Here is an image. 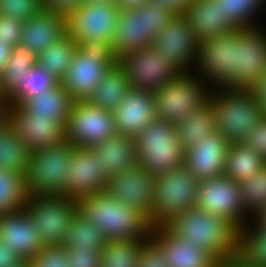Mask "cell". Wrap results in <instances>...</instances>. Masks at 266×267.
<instances>
[{
	"mask_svg": "<svg viewBox=\"0 0 266 267\" xmlns=\"http://www.w3.org/2000/svg\"><path fill=\"white\" fill-rule=\"evenodd\" d=\"M78 213L95 224L107 240L149 239V218L133 206L117 201L106 191L77 199Z\"/></svg>",
	"mask_w": 266,
	"mask_h": 267,
	"instance_id": "1",
	"label": "cell"
},
{
	"mask_svg": "<svg viewBox=\"0 0 266 267\" xmlns=\"http://www.w3.org/2000/svg\"><path fill=\"white\" fill-rule=\"evenodd\" d=\"M165 225L176 236L207 249L216 258L237 255L238 229L230 221L207 211L191 208Z\"/></svg>",
	"mask_w": 266,
	"mask_h": 267,
	"instance_id": "2",
	"label": "cell"
},
{
	"mask_svg": "<svg viewBox=\"0 0 266 267\" xmlns=\"http://www.w3.org/2000/svg\"><path fill=\"white\" fill-rule=\"evenodd\" d=\"M174 15L168 7L152 0L134 10L120 11L112 43L116 58L151 47Z\"/></svg>",
	"mask_w": 266,
	"mask_h": 267,
	"instance_id": "3",
	"label": "cell"
},
{
	"mask_svg": "<svg viewBox=\"0 0 266 267\" xmlns=\"http://www.w3.org/2000/svg\"><path fill=\"white\" fill-rule=\"evenodd\" d=\"M137 165L154 177L184 166L185 150L179 141L175 124L153 120L134 137Z\"/></svg>",
	"mask_w": 266,
	"mask_h": 267,
	"instance_id": "4",
	"label": "cell"
},
{
	"mask_svg": "<svg viewBox=\"0 0 266 267\" xmlns=\"http://www.w3.org/2000/svg\"><path fill=\"white\" fill-rule=\"evenodd\" d=\"M216 131L230 143L242 142L250 129L264 116L248 90L221 89L210 95Z\"/></svg>",
	"mask_w": 266,
	"mask_h": 267,
	"instance_id": "5",
	"label": "cell"
},
{
	"mask_svg": "<svg viewBox=\"0 0 266 267\" xmlns=\"http://www.w3.org/2000/svg\"><path fill=\"white\" fill-rule=\"evenodd\" d=\"M74 149V144L64 140L30 153L25 176L29 196H62L66 192V174Z\"/></svg>",
	"mask_w": 266,
	"mask_h": 267,
	"instance_id": "6",
	"label": "cell"
},
{
	"mask_svg": "<svg viewBox=\"0 0 266 267\" xmlns=\"http://www.w3.org/2000/svg\"><path fill=\"white\" fill-rule=\"evenodd\" d=\"M199 183L200 180L184 166L156 176L149 218L152 226L165 225L174 216L195 208Z\"/></svg>",
	"mask_w": 266,
	"mask_h": 267,
	"instance_id": "7",
	"label": "cell"
},
{
	"mask_svg": "<svg viewBox=\"0 0 266 267\" xmlns=\"http://www.w3.org/2000/svg\"><path fill=\"white\" fill-rule=\"evenodd\" d=\"M189 74L182 72L165 86L152 91L156 119L177 124L208 101L211 93L203 80Z\"/></svg>",
	"mask_w": 266,
	"mask_h": 267,
	"instance_id": "8",
	"label": "cell"
},
{
	"mask_svg": "<svg viewBox=\"0 0 266 267\" xmlns=\"http://www.w3.org/2000/svg\"><path fill=\"white\" fill-rule=\"evenodd\" d=\"M257 27L236 29L232 76L221 88L247 90L266 73V35Z\"/></svg>",
	"mask_w": 266,
	"mask_h": 267,
	"instance_id": "9",
	"label": "cell"
},
{
	"mask_svg": "<svg viewBox=\"0 0 266 267\" xmlns=\"http://www.w3.org/2000/svg\"><path fill=\"white\" fill-rule=\"evenodd\" d=\"M24 209L40 233L44 246L62 245L78 212L77 199L67 196H29Z\"/></svg>",
	"mask_w": 266,
	"mask_h": 267,
	"instance_id": "10",
	"label": "cell"
},
{
	"mask_svg": "<svg viewBox=\"0 0 266 267\" xmlns=\"http://www.w3.org/2000/svg\"><path fill=\"white\" fill-rule=\"evenodd\" d=\"M117 63L125 71L130 88L149 91L160 89L182 73L165 54L152 46L126 53Z\"/></svg>",
	"mask_w": 266,
	"mask_h": 267,
	"instance_id": "11",
	"label": "cell"
},
{
	"mask_svg": "<svg viewBox=\"0 0 266 267\" xmlns=\"http://www.w3.org/2000/svg\"><path fill=\"white\" fill-rule=\"evenodd\" d=\"M119 12L114 2H83L67 16V34L78 45L91 40L112 45Z\"/></svg>",
	"mask_w": 266,
	"mask_h": 267,
	"instance_id": "12",
	"label": "cell"
},
{
	"mask_svg": "<svg viewBox=\"0 0 266 267\" xmlns=\"http://www.w3.org/2000/svg\"><path fill=\"white\" fill-rule=\"evenodd\" d=\"M115 134L111 111L98 108L87 100L74 103L65 126V136L75 147H94Z\"/></svg>",
	"mask_w": 266,
	"mask_h": 267,
	"instance_id": "13",
	"label": "cell"
},
{
	"mask_svg": "<svg viewBox=\"0 0 266 267\" xmlns=\"http://www.w3.org/2000/svg\"><path fill=\"white\" fill-rule=\"evenodd\" d=\"M195 207L230 221L238 230L246 224L239 183L224 175L200 181Z\"/></svg>",
	"mask_w": 266,
	"mask_h": 267,
	"instance_id": "14",
	"label": "cell"
},
{
	"mask_svg": "<svg viewBox=\"0 0 266 267\" xmlns=\"http://www.w3.org/2000/svg\"><path fill=\"white\" fill-rule=\"evenodd\" d=\"M199 43L186 16L175 14L155 36L152 47L165 54L182 72H187V67L197 59Z\"/></svg>",
	"mask_w": 266,
	"mask_h": 267,
	"instance_id": "15",
	"label": "cell"
},
{
	"mask_svg": "<svg viewBox=\"0 0 266 267\" xmlns=\"http://www.w3.org/2000/svg\"><path fill=\"white\" fill-rule=\"evenodd\" d=\"M67 197L79 199L103 192L107 185V174L100 157L90 148L75 147L66 174Z\"/></svg>",
	"mask_w": 266,
	"mask_h": 267,
	"instance_id": "16",
	"label": "cell"
},
{
	"mask_svg": "<svg viewBox=\"0 0 266 267\" xmlns=\"http://www.w3.org/2000/svg\"><path fill=\"white\" fill-rule=\"evenodd\" d=\"M9 123L30 153L66 140L65 126L51 117L31 116L22 106H11Z\"/></svg>",
	"mask_w": 266,
	"mask_h": 267,
	"instance_id": "17",
	"label": "cell"
},
{
	"mask_svg": "<svg viewBox=\"0 0 266 267\" xmlns=\"http://www.w3.org/2000/svg\"><path fill=\"white\" fill-rule=\"evenodd\" d=\"M155 177L139 165L108 177L105 191L119 202L133 206L148 218L152 215Z\"/></svg>",
	"mask_w": 266,
	"mask_h": 267,
	"instance_id": "18",
	"label": "cell"
},
{
	"mask_svg": "<svg viewBox=\"0 0 266 267\" xmlns=\"http://www.w3.org/2000/svg\"><path fill=\"white\" fill-rule=\"evenodd\" d=\"M111 67L104 57L87 55L78 46L61 85L76 101L87 100Z\"/></svg>",
	"mask_w": 266,
	"mask_h": 267,
	"instance_id": "19",
	"label": "cell"
},
{
	"mask_svg": "<svg viewBox=\"0 0 266 267\" xmlns=\"http://www.w3.org/2000/svg\"><path fill=\"white\" fill-rule=\"evenodd\" d=\"M230 143L218 131L185 150L184 167L200 181L220 177L224 173L225 160Z\"/></svg>",
	"mask_w": 266,
	"mask_h": 267,
	"instance_id": "20",
	"label": "cell"
},
{
	"mask_svg": "<svg viewBox=\"0 0 266 267\" xmlns=\"http://www.w3.org/2000/svg\"><path fill=\"white\" fill-rule=\"evenodd\" d=\"M112 114L117 134L134 138L156 119L152 91L130 88Z\"/></svg>",
	"mask_w": 266,
	"mask_h": 267,
	"instance_id": "21",
	"label": "cell"
},
{
	"mask_svg": "<svg viewBox=\"0 0 266 267\" xmlns=\"http://www.w3.org/2000/svg\"><path fill=\"white\" fill-rule=\"evenodd\" d=\"M149 239L167 258L169 267H212L217 259L207 249L176 236L166 225L154 227Z\"/></svg>",
	"mask_w": 266,
	"mask_h": 267,
	"instance_id": "22",
	"label": "cell"
},
{
	"mask_svg": "<svg viewBox=\"0 0 266 267\" xmlns=\"http://www.w3.org/2000/svg\"><path fill=\"white\" fill-rule=\"evenodd\" d=\"M0 240L23 261H32L44 247L25 209L0 215Z\"/></svg>",
	"mask_w": 266,
	"mask_h": 267,
	"instance_id": "23",
	"label": "cell"
},
{
	"mask_svg": "<svg viewBox=\"0 0 266 267\" xmlns=\"http://www.w3.org/2000/svg\"><path fill=\"white\" fill-rule=\"evenodd\" d=\"M235 39L236 29L199 43L196 59L198 69L203 77L216 86H222L232 76V42Z\"/></svg>",
	"mask_w": 266,
	"mask_h": 267,
	"instance_id": "24",
	"label": "cell"
},
{
	"mask_svg": "<svg viewBox=\"0 0 266 267\" xmlns=\"http://www.w3.org/2000/svg\"><path fill=\"white\" fill-rule=\"evenodd\" d=\"M66 34L67 17L60 12L43 9L24 22L20 44L40 54Z\"/></svg>",
	"mask_w": 266,
	"mask_h": 267,
	"instance_id": "25",
	"label": "cell"
},
{
	"mask_svg": "<svg viewBox=\"0 0 266 267\" xmlns=\"http://www.w3.org/2000/svg\"><path fill=\"white\" fill-rule=\"evenodd\" d=\"M184 15L199 42L230 33L237 27L223 14L216 0H192Z\"/></svg>",
	"mask_w": 266,
	"mask_h": 267,
	"instance_id": "26",
	"label": "cell"
},
{
	"mask_svg": "<svg viewBox=\"0 0 266 267\" xmlns=\"http://www.w3.org/2000/svg\"><path fill=\"white\" fill-rule=\"evenodd\" d=\"M90 149L100 157L107 177L125 173L137 165L138 155L133 137L115 134Z\"/></svg>",
	"mask_w": 266,
	"mask_h": 267,
	"instance_id": "27",
	"label": "cell"
},
{
	"mask_svg": "<svg viewBox=\"0 0 266 267\" xmlns=\"http://www.w3.org/2000/svg\"><path fill=\"white\" fill-rule=\"evenodd\" d=\"M75 102L76 100L65 90L60 82L55 88L28 99L22 107L31 116L51 117L53 121H60L66 126Z\"/></svg>",
	"mask_w": 266,
	"mask_h": 267,
	"instance_id": "28",
	"label": "cell"
},
{
	"mask_svg": "<svg viewBox=\"0 0 266 267\" xmlns=\"http://www.w3.org/2000/svg\"><path fill=\"white\" fill-rule=\"evenodd\" d=\"M129 90L126 73L117 63L104 75L87 101L98 108L112 112L124 100Z\"/></svg>",
	"mask_w": 266,
	"mask_h": 267,
	"instance_id": "29",
	"label": "cell"
},
{
	"mask_svg": "<svg viewBox=\"0 0 266 267\" xmlns=\"http://www.w3.org/2000/svg\"><path fill=\"white\" fill-rule=\"evenodd\" d=\"M176 133L182 148L186 150L194 144L203 141L216 130L215 116L210 106V96L208 101L182 121L175 124Z\"/></svg>",
	"mask_w": 266,
	"mask_h": 267,
	"instance_id": "30",
	"label": "cell"
},
{
	"mask_svg": "<svg viewBox=\"0 0 266 267\" xmlns=\"http://www.w3.org/2000/svg\"><path fill=\"white\" fill-rule=\"evenodd\" d=\"M266 162L244 143L229 145L223 175L237 183L260 171Z\"/></svg>",
	"mask_w": 266,
	"mask_h": 267,
	"instance_id": "31",
	"label": "cell"
},
{
	"mask_svg": "<svg viewBox=\"0 0 266 267\" xmlns=\"http://www.w3.org/2000/svg\"><path fill=\"white\" fill-rule=\"evenodd\" d=\"M29 155L24 141L10 123L0 130V168L26 176Z\"/></svg>",
	"mask_w": 266,
	"mask_h": 267,
	"instance_id": "32",
	"label": "cell"
},
{
	"mask_svg": "<svg viewBox=\"0 0 266 267\" xmlns=\"http://www.w3.org/2000/svg\"><path fill=\"white\" fill-rule=\"evenodd\" d=\"M38 63V54L18 44L11 48L10 56L0 73V89L7 97L21 82L26 72Z\"/></svg>",
	"mask_w": 266,
	"mask_h": 267,
	"instance_id": "33",
	"label": "cell"
},
{
	"mask_svg": "<svg viewBox=\"0 0 266 267\" xmlns=\"http://www.w3.org/2000/svg\"><path fill=\"white\" fill-rule=\"evenodd\" d=\"M60 82L37 63L26 72L22 82L7 96V99L10 106H22L28 99L55 88Z\"/></svg>",
	"mask_w": 266,
	"mask_h": 267,
	"instance_id": "34",
	"label": "cell"
},
{
	"mask_svg": "<svg viewBox=\"0 0 266 267\" xmlns=\"http://www.w3.org/2000/svg\"><path fill=\"white\" fill-rule=\"evenodd\" d=\"M78 44L66 34L38 54V64L61 81L70 69Z\"/></svg>",
	"mask_w": 266,
	"mask_h": 267,
	"instance_id": "35",
	"label": "cell"
},
{
	"mask_svg": "<svg viewBox=\"0 0 266 267\" xmlns=\"http://www.w3.org/2000/svg\"><path fill=\"white\" fill-rule=\"evenodd\" d=\"M107 241L95 224L77 212L66 231L62 246L66 249H103Z\"/></svg>",
	"mask_w": 266,
	"mask_h": 267,
	"instance_id": "36",
	"label": "cell"
},
{
	"mask_svg": "<svg viewBox=\"0 0 266 267\" xmlns=\"http://www.w3.org/2000/svg\"><path fill=\"white\" fill-rule=\"evenodd\" d=\"M255 225L253 230L246 224L238 230L237 256L251 267H266V227Z\"/></svg>",
	"mask_w": 266,
	"mask_h": 267,
	"instance_id": "37",
	"label": "cell"
},
{
	"mask_svg": "<svg viewBox=\"0 0 266 267\" xmlns=\"http://www.w3.org/2000/svg\"><path fill=\"white\" fill-rule=\"evenodd\" d=\"M28 197L25 175L0 168V215L24 209Z\"/></svg>",
	"mask_w": 266,
	"mask_h": 267,
	"instance_id": "38",
	"label": "cell"
},
{
	"mask_svg": "<svg viewBox=\"0 0 266 267\" xmlns=\"http://www.w3.org/2000/svg\"><path fill=\"white\" fill-rule=\"evenodd\" d=\"M147 240H108L101 249L100 267H137L140 251Z\"/></svg>",
	"mask_w": 266,
	"mask_h": 267,
	"instance_id": "39",
	"label": "cell"
},
{
	"mask_svg": "<svg viewBox=\"0 0 266 267\" xmlns=\"http://www.w3.org/2000/svg\"><path fill=\"white\" fill-rule=\"evenodd\" d=\"M239 186L245 213L248 211L255 217L266 208V165Z\"/></svg>",
	"mask_w": 266,
	"mask_h": 267,
	"instance_id": "40",
	"label": "cell"
},
{
	"mask_svg": "<svg viewBox=\"0 0 266 267\" xmlns=\"http://www.w3.org/2000/svg\"><path fill=\"white\" fill-rule=\"evenodd\" d=\"M263 2L264 0H216L225 17L237 28L254 27L252 16Z\"/></svg>",
	"mask_w": 266,
	"mask_h": 267,
	"instance_id": "41",
	"label": "cell"
},
{
	"mask_svg": "<svg viewBox=\"0 0 266 267\" xmlns=\"http://www.w3.org/2000/svg\"><path fill=\"white\" fill-rule=\"evenodd\" d=\"M44 9L43 0H0V16L26 22Z\"/></svg>",
	"mask_w": 266,
	"mask_h": 267,
	"instance_id": "42",
	"label": "cell"
},
{
	"mask_svg": "<svg viewBox=\"0 0 266 267\" xmlns=\"http://www.w3.org/2000/svg\"><path fill=\"white\" fill-rule=\"evenodd\" d=\"M29 263L33 267H69L66 248L62 245L44 246Z\"/></svg>",
	"mask_w": 266,
	"mask_h": 267,
	"instance_id": "43",
	"label": "cell"
},
{
	"mask_svg": "<svg viewBox=\"0 0 266 267\" xmlns=\"http://www.w3.org/2000/svg\"><path fill=\"white\" fill-rule=\"evenodd\" d=\"M101 249H66L69 267H100Z\"/></svg>",
	"mask_w": 266,
	"mask_h": 267,
	"instance_id": "44",
	"label": "cell"
},
{
	"mask_svg": "<svg viewBox=\"0 0 266 267\" xmlns=\"http://www.w3.org/2000/svg\"><path fill=\"white\" fill-rule=\"evenodd\" d=\"M24 22L18 19L0 16V41L11 48L20 44Z\"/></svg>",
	"mask_w": 266,
	"mask_h": 267,
	"instance_id": "45",
	"label": "cell"
},
{
	"mask_svg": "<svg viewBox=\"0 0 266 267\" xmlns=\"http://www.w3.org/2000/svg\"><path fill=\"white\" fill-rule=\"evenodd\" d=\"M266 162V115L254 125L242 141Z\"/></svg>",
	"mask_w": 266,
	"mask_h": 267,
	"instance_id": "46",
	"label": "cell"
},
{
	"mask_svg": "<svg viewBox=\"0 0 266 267\" xmlns=\"http://www.w3.org/2000/svg\"><path fill=\"white\" fill-rule=\"evenodd\" d=\"M137 267H169L160 249L148 239L140 251Z\"/></svg>",
	"mask_w": 266,
	"mask_h": 267,
	"instance_id": "47",
	"label": "cell"
},
{
	"mask_svg": "<svg viewBox=\"0 0 266 267\" xmlns=\"http://www.w3.org/2000/svg\"><path fill=\"white\" fill-rule=\"evenodd\" d=\"M87 55H94L97 57H104L112 66L117 64L112 45L106 41L91 40L81 42L78 45Z\"/></svg>",
	"mask_w": 266,
	"mask_h": 267,
	"instance_id": "48",
	"label": "cell"
},
{
	"mask_svg": "<svg viewBox=\"0 0 266 267\" xmlns=\"http://www.w3.org/2000/svg\"><path fill=\"white\" fill-rule=\"evenodd\" d=\"M85 0H43L46 10L56 11L66 17L74 10L78 9Z\"/></svg>",
	"mask_w": 266,
	"mask_h": 267,
	"instance_id": "49",
	"label": "cell"
},
{
	"mask_svg": "<svg viewBox=\"0 0 266 267\" xmlns=\"http://www.w3.org/2000/svg\"><path fill=\"white\" fill-rule=\"evenodd\" d=\"M247 90L251 93L253 99L257 101L263 114L266 115V73Z\"/></svg>",
	"mask_w": 266,
	"mask_h": 267,
	"instance_id": "50",
	"label": "cell"
},
{
	"mask_svg": "<svg viewBox=\"0 0 266 267\" xmlns=\"http://www.w3.org/2000/svg\"><path fill=\"white\" fill-rule=\"evenodd\" d=\"M22 262L20 256L0 240V267H15Z\"/></svg>",
	"mask_w": 266,
	"mask_h": 267,
	"instance_id": "51",
	"label": "cell"
},
{
	"mask_svg": "<svg viewBox=\"0 0 266 267\" xmlns=\"http://www.w3.org/2000/svg\"><path fill=\"white\" fill-rule=\"evenodd\" d=\"M168 7L175 14H184L192 0H152Z\"/></svg>",
	"mask_w": 266,
	"mask_h": 267,
	"instance_id": "52",
	"label": "cell"
},
{
	"mask_svg": "<svg viewBox=\"0 0 266 267\" xmlns=\"http://www.w3.org/2000/svg\"><path fill=\"white\" fill-rule=\"evenodd\" d=\"M212 267H251L239 256L235 255L228 258H217Z\"/></svg>",
	"mask_w": 266,
	"mask_h": 267,
	"instance_id": "53",
	"label": "cell"
},
{
	"mask_svg": "<svg viewBox=\"0 0 266 267\" xmlns=\"http://www.w3.org/2000/svg\"><path fill=\"white\" fill-rule=\"evenodd\" d=\"M150 0H116L115 4L120 11L134 10L135 8L142 7Z\"/></svg>",
	"mask_w": 266,
	"mask_h": 267,
	"instance_id": "54",
	"label": "cell"
},
{
	"mask_svg": "<svg viewBox=\"0 0 266 267\" xmlns=\"http://www.w3.org/2000/svg\"><path fill=\"white\" fill-rule=\"evenodd\" d=\"M10 107L7 97L0 99V130L9 123Z\"/></svg>",
	"mask_w": 266,
	"mask_h": 267,
	"instance_id": "55",
	"label": "cell"
},
{
	"mask_svg": "<svg viewBox=\"0 0 266 267\" xmlns=\"http://www.w3.org/2000/svg\"><path fill=\"white\" fill-rule=\"evenodd\" d=\"M11 53V47L3 44L0 41V73L2 71V69L4 68V66L6 65V62L10 56Z\"/></svg>",
	"mask_w": 266,
	"mask_h": 267,
	"instance_id": "56",
	"label": "cell"
},
{
	"mask_svg": "<svg viewBox=\"0 0 266 267\" xmlns=\"http://www.w3.org/2000/svg\"><path fill=\"white\" fill-rule=\"evenodd\" d=\"M256 222L261 225L266 227V208L263 209L259 214H257L255 217Z\"/></svg>",
	"mask_w": 266,
	"mask_h": 267,
	"instance_id": "57",
	"label": "cell"
},
{
	"mask_svg": "<svg viewBox=\"0 0 266 267\" xmlns=\"http://www.w3.org/2000/svg\"><path fill=\"white\" fill-rule=\"evenodd\" d=\"M116 0H85V2H114Z\"/></svg>",
	"mask_w": 266,
	"mask_h": 267,
	"instance_id": "58",
	"label": "cell"
},
{
	"mask_svg": "<svg viewBox=\"0 0 266 267\" xmlns=\"http://www.w3.org/2000/svg\"><path fill=\"white\" fill-rule=\"evenodd\" d=\"M15 267H29V261H23L22 263L16 265Z\"/></svg>",
	"mask_w": 266,
	"mask_h": 267,
	"instance_id": "59",
	"label": "cell"
},
{
	"mask_svg": "<svg viewBox=\"0 0 266 267\" xmlns=\"http://www.w3.org/2000/svg\"><path fill=\"white\" fill-rule=\"evenodd\" d=\"M5 97V95H4V93L2 92V90L0 89V99H2V98H4Z\"/></svg>",
	"mask_w": 266,
	"mask_h": 267,
	"instance_id": "60",
	"label": "cell"
}]
</instances>
